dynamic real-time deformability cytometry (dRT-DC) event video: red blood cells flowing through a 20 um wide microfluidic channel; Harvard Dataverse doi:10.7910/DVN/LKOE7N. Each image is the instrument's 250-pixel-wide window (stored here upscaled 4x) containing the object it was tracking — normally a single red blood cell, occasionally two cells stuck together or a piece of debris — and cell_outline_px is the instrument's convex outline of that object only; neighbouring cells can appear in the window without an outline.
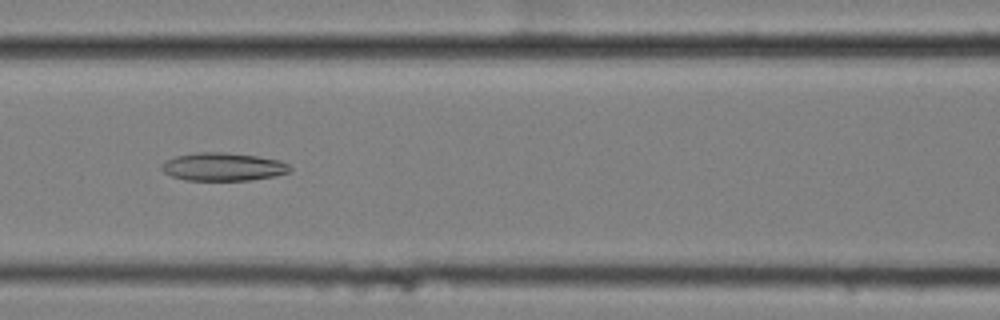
{"species": "common noctule bat (a hibernating species)", "species_latin": "Nyctalus noctula", "temperature_condition": "cold", "stored_images_in_passage": 10, "camera_frame_rate_fps": 3000, "um_per_image_px": 0.085, "animal": {"sex": "female", "body_mass_g": 25.1}, "frame": {"image": 1, "passage_image": 7, "time_ms": 2.0, "image_size_px": [1000, 320], "cell_outline_px": [[292, 168], [288, 172], [272, 176], [252, 180], [184, 180], [172, 176], [164, 172], [160, 168], [168, 160], [176, 156], [196, 152], [224, 152], [256, 156], [280, 160], [288, 164]], "centroid_in_image_um": [18.97, 14.17], "position_along_channel_um": 147.6, "area_um2": 20.81}}
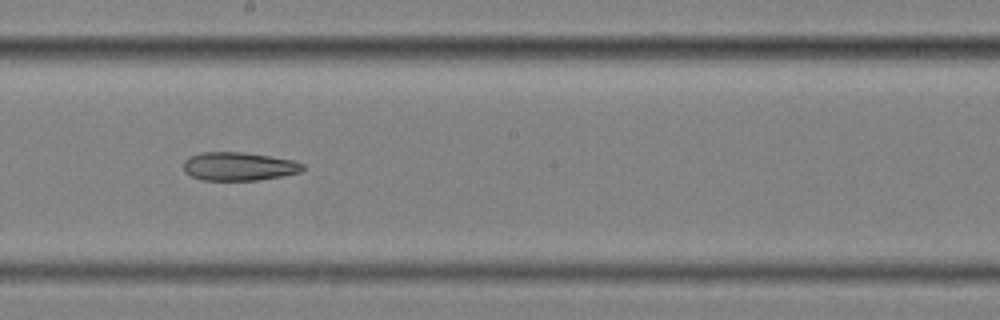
{"frame": {"image": 2, "passage_image": 9, "time_ms": 2.667, "image_size_px": [1000, 320], "cell_outline_px": [[304, 168], [300, 172], [280, 176], [256, 180], [200, 180], [184, 172], [184, 160], [188, 156], [200, 152], [244, 152], [296, 160], [304, 164]], "centroid_in_image_um": [20.28, 14.13], "position_along_channel_um": 227.9, "area_um2": 19.88}}
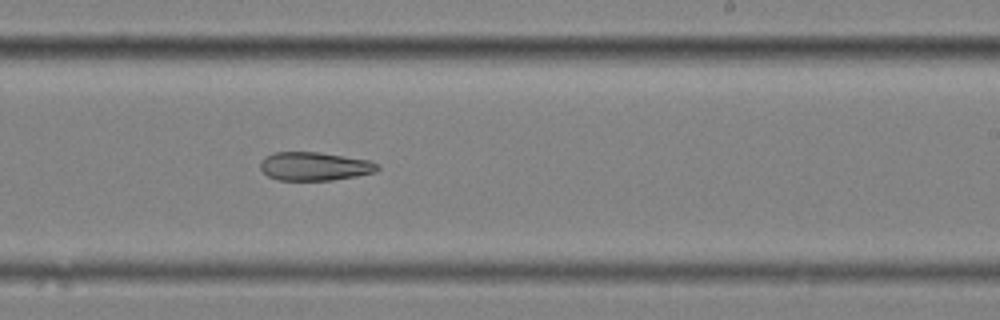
{"frame": {"image": 3, "passage_image": 10, "time_ms": 3.0, "image_size_px": [1000, 320], "cell_outline_px": [[380, 168], [376, 172], [356, 176], [332, 180], [280, 180], [268, 176], [260, 168], [260, 164], [268, 156], [276, 152], [320, 152], [368, 160], [380, 164]], "centroid_in_image_um": [26.79, 14.14], "position_along_channel_um": 262.2, "area_um2": 19.31}}